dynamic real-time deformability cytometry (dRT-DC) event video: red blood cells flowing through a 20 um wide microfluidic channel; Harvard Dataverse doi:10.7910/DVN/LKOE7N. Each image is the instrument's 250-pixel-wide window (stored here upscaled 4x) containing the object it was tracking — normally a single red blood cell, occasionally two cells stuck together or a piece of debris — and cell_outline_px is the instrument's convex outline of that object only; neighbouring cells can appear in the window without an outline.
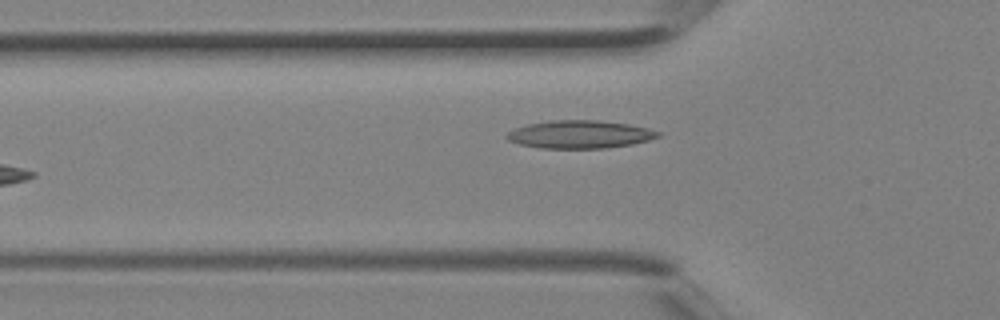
{"species": "Egyptian fruit bat (a non-hibernating species)", "species_latin": "Rousettus aegyptiacus", "temperature_condition": "room temperature", "stored_images_in_passage": 4, "camera_frame_rate_fps": 3000, "um_per_image_px": 0.085, "animal": {"sex": "female"}, "frame": {"image": 1, "passage_image": 4, "time_ms": 1.0, "image_size_px": [1000, 320], "cell_outline_px": [[660, 136], [648, 140], [632, 144], [604, 148], [540, 148], [520, 144], [508, 140], [504, 136], [508, 132], [516, 128], [528, 124], [548, 120], [600, 120], [628, 124], [648, 128], [660, 132]], "centroid_in_image_um": [49.27, 11.42], "position_along_channel_um": 76.5, "area_um2": 24.57}}